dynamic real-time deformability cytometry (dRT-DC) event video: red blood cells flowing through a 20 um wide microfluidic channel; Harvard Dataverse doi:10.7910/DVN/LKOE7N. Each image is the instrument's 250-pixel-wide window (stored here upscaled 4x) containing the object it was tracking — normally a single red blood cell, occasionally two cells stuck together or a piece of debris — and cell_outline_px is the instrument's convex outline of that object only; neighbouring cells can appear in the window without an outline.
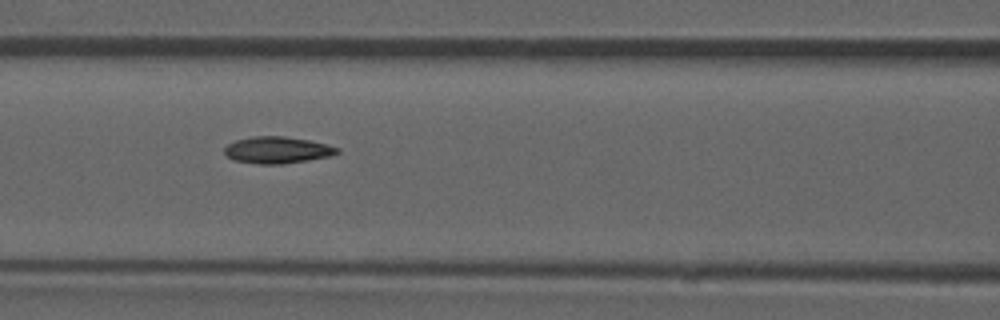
{"species": "common noctule bat (a hibernating species)", "species_latin": "Nyctalus noctula", "temperature_condition": "room temperature", "stored_images_in_passage": 53, "camera_frame_rate_fps": 3000, "um_per_image_px": 0.085, "animal": {"sex": "male", "forearm_length_mm": 52.5}, "frame": {"image": 1, "passage_image": 23, "time_ms": 7.333, "image_size_px": [1000, 320], "cell_outline_px": [[340, 152], [332, 156], [284, 164], [256, 164], [232, 160], [224, 152], [224, 148], [228, 144], [236, 140], [252, 136], [284, 136], [308, 140], [340, 148]], "centroid_in_image_um": [23.56, 12.76], "position_along_channel_um": 143.0, "area_um2": 17.63}, "authors_computed_cell_mechanics": {"area_um2": 17.2822, "velocity_mm_per_s": 3.9131, "shape_relaxation_time_tau1_ms": null, "shape_relaxation_time_tau2_ms": 3.1997, "deformation_change_tau1": null, "deformation_change_tau2": 0.0837}}